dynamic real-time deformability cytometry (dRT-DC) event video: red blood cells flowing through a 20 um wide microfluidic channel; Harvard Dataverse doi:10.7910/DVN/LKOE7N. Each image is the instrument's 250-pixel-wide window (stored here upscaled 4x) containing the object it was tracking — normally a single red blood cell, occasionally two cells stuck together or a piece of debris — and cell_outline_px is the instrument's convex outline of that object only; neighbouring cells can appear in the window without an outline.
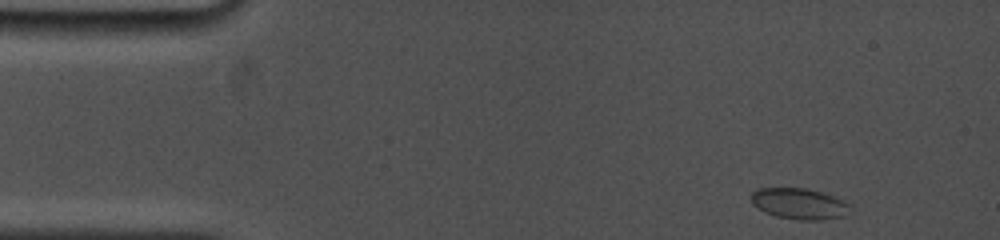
{"species": "common noctule bat (a hibernating species)", "species_latin": "Nyctalus noctula", "temperature_condition": "cold", "stored_images_in_passage": 59, "camera_frame_rate_fps": 5000, "um_per_image_px": 0.085, "animal": {"sex": "female", "body_mass_g": 19.0, "forearm_length_mm": 53.3}, "frame": {"image": 1, "passage_image": 1, "time_ms": 0.0, "image_size_px": [1000, 240], "cell_outline_px": [[848, 204], [844, 216], [820, 220], [800, 220], [776, 216], [752, 204], [752, 192], [756, 188], [804, 188], [820, 192], [832, 196]], "centroid_in_image_um": [67.88, 17.31], "position_along_channel_um": 17.1, "area_um2": 17.28}}
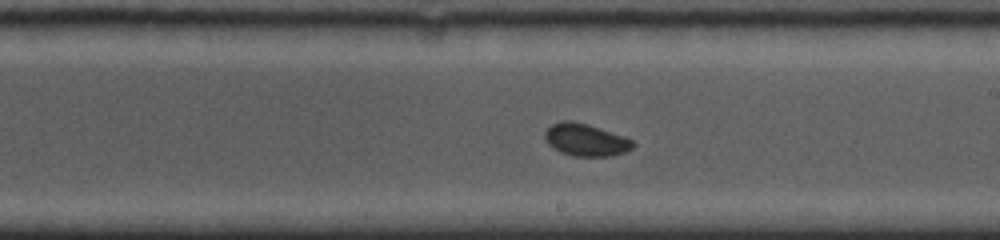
{"frame": {"image": 2, "passage_image": 32, "time_ms": 8.2, "image_size_px": [1000, 240], "cell_outline_px": [[636, 144], [632, 148], [624, 152], [612, 156], [572, 156], [560, 152], [552, 148], [544, 140], [544, 132], [552, 124], [564, 120], [572, 120], [588, 124], [624, 136], [632, 140]], "centroid_in_image_um": [49.76, 11.89], "position_along_channel_um": 239.2, "area_um2": 16.76}}
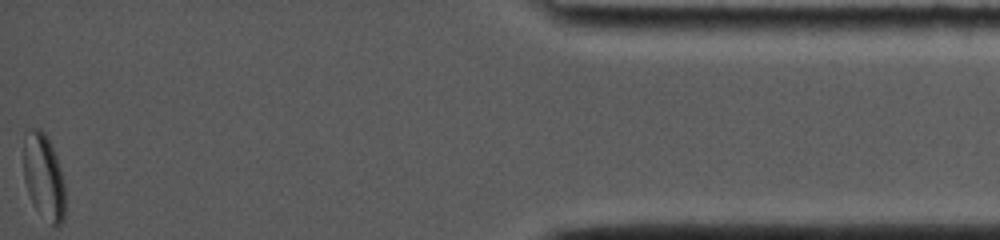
{"frame": {"image": 3, "passage_image": 59, "time_ms": 15.0, "image_size_px": [1000, 240], "cell_outline_px": [[64, 220], [60, 224], [52, 224], [36, 208], [28, 192], [24, 180], [24, 132], [32, 128], [40, 128], [44, 132], [56, 156], [64, 180]], "centroid_in_image_um": [3.71, 14.97], "position_along_channel_um": 431.5, "area_um2": 20.4}, "authors_computed_cell_mechanics": {"area_um2": 16.473, "velocity_mm_per_s": 3.7902, "shape_relaxation_time_tau1_ms": 3.8219, "shape_relaxation_time_tau2_ms": 1.2759, "deformation_change_tau1": 0.0749, "deformation_change_tau2": 0.0342}}